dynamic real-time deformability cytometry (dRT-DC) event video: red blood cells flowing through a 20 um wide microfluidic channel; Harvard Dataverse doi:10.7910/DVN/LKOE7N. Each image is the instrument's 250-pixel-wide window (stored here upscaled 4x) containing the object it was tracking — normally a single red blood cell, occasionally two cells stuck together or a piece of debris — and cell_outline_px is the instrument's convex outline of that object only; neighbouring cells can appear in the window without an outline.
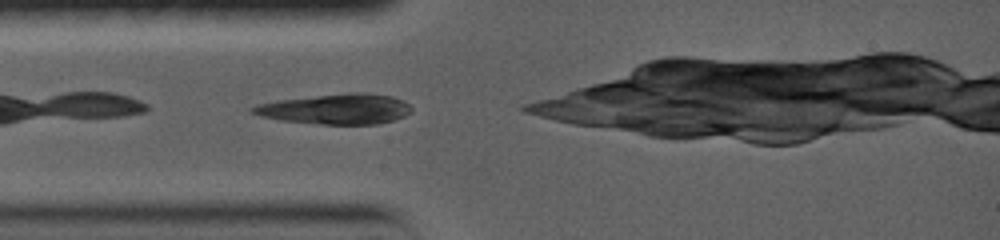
{"species": "common noctule bat (a hibernating species)", "species_latin": "Nyctalus noctula", "temperature_condition": "warm", "stored_images_in_passage": 13, "camera_frame_rate_fps": 5000, "um_per_image_px": 0.085, "animal": {"sex": "female", "body_mass_g": 19.0, "forearm_length_mm": 56.7}, "frame": {"image": 1, "passage_image": 1, "time_ms": 0.0, "image_size_px": [1000, 240], "cell_outline_px": [[412, 112], [396, 120], [376, 124], [320, 124], [280, 120], [260, 116], [248, 112], [248, 108], [256, 104], [276, 100], [352, 92], [368, 92], [392, 96], [404, 100], [412, 108]], "centroid_in_image_um": [28.54, 9.26], "position_along_channel_um": 56.5, "area_um2": 28.38}}
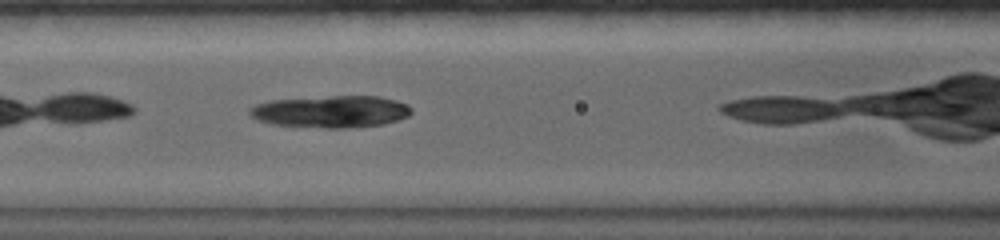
{"frame": {"image": 2, "passage_image": 5, "time_ms": 2.2, "image_size_px": [1000, 240], "cell_outline_px": [[412, 112], [408, 116], [384, 124], [348, 128], [328, 128], [272, 124], [260, 120], [252, 116], [248, 112], [248, 108], [256, 104], [268, 100], [328, 96], [380, 96], [396, 100], [408, 104], [412, 108]], "centroid_in_image_um": [28.15, 9.47], "position_along_channel_um": 138.5, "area_um2": 30.29}}
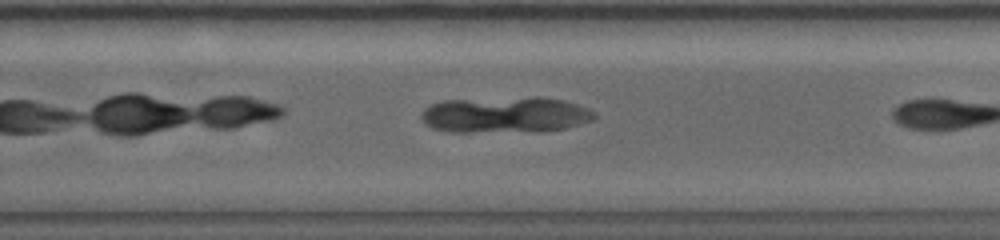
{"frame": {"image": 3, "passage_image": 12, "time_ms": 6.2, "image_size_px": [1000, 240], "cell_outline_px": [[596, 116], [592, 120], [564, 128], [436, 128], [428, 124], [424, 120], [424, 112], [432, 104], [444, 100], [532, 96], [544, 96], [564, 100], [576, 104], [592, 112]], "centroid_in_image_um": [43.07, 9.63], "position_along_channel_um": 286.7, "area_um2": 33.18}}